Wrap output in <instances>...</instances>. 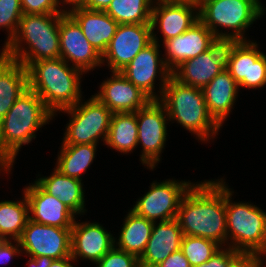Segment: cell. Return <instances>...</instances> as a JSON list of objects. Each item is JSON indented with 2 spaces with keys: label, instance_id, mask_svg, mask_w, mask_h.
<instances>
[{
  "label": "cell",
  "instance_id": "obj_32",
  "mask_svg": "<svg viewBox=\"0 0 266 267\" xmlns=\"http://www.w3.org/2000/svg\"><path fill=\"white\" fill-rule=\"evenodd\" d=\"M221 247L217 242L207 238L183 235L180 250L191 267H194L205 263Z\"/></svg>",
  "mask_w": 266,
  "mask_h": 267
},
{
  "label": "cell",
  "instance_id": "obj_26",
  "mask_svg": "<svg viewBox=\"0 0 266 267\" xmlns=\"http://www.w3.org/2000/svg\"><path fill=\"white\" fill-rule=\"evenodd\" d=\"M49 177L36 179V183L48 194L57 197L76 215L85 214V196L82 180L69 177L54 168Z\"/></svg>",
  "mask_w": 266,
  "mask_h": 267
},
{
  "label": "cell",
  "instance_id": "obj_28",
  "mask_svg": "<svg viewBox=\"0 0 266 267\" xmlns=\"http://www.w3.org/2000/svg\"><path fill=\"white\" fill-rule=\"evenodd\" d=\"M136 112L113 113L105 145L121 153H129L138 146Z\"/></svg>",
  "mask_w": 266,
  "mask_h": 267
},
{
  "label": "cell",
  "instance_id": "obj_11",
  "mask_svg": "<svg viewBox=\"0 0 266 267\" xmlns=\"http://www.w3.org/2000/svg\"><path fill=\"white\" fill-rule=\"evenodd\" d=\"M165 106L159 100H151L136 112L138 143L142 144L141 162L154 169L165 147L169 121Z\"/></svg>",
  "mask_w": 266,
  "mask_h": 267
},
{
  "label": "cell",
  "instance_id": "obj_3",
  "mask_svg": "<svg viewBox=\"0 0 266 267\" xmlns=\"http://www.w3.org/2000/svg\"><path fill=\"white\" fill-rule=\"evenodd\" d=\"M28 88L33 90L46 107L56 112L76 105L81 99V75L84 73L62 58L40 60L27 67Z\"/></svg>",
  "mask_w": 266,
  "mask_h": 267
},
{
  "label": "cell",
  "instance_id": "obj_33",
  "mask_svg": "<svg viewBox=\"0 0 266 267\" xmlns=\"http://www.w3.org/2000/svg\"><path fill=\"white\" fill-rule=\"evenodd\" d=\"M22 15L21 0H0V28H5L9 35L4 46L16 34Z\"/></svg>",
  "mask_w": 266,
  "mask_h": 267
},
{
  "label": "cell",
  "instance_id": "obj_13",
  "mask_svg": "<svg viewBox=\"0 0 266 267\" xmlns=\"http://www.w3.org/2000/svg\"><path fill=\"white\" fill-rule=\"evenodd\" d=\"M251 40L231 41L226 70L238 87L262 88L266 85V55Z\"/></svg>",
  "mask_w": 266,
  "mask_h": 267
},
{
  "label": "cell",
  "instance_id": "obj_19",
  "mask_svg": "<svg viewBox=\"0 0 266 267\" xmlns=\"http://www.w3.org/2000/svg\"><path fill=\"white\" fill-rule=\"evenodd\" d=\"M111 78L101 83L94 94L112 113L137 112L151 99L120 72H112Z\"/></svg>",
  "mask_w": 266,
  "mask_h": 267
},
{
  "label": "cell",
  "instance_id": "obj_35",
  "mask_svg": "<svg viewBox=\"0 0 266 267\" xmlns=\"http://www.w3.org/2000/svg\"><path fill=\"white\" fill-rule=\"evenodd\" d=\"M58 0H21L23 14H61L67 9H60ZM60 9V10H59Z\"/></svg>",
  "mask_w": 266,
  "mask_h": 267
},
{
  "label": "cell",
  "instance_id": "obj_23",
  "mask_svg": "<svg viewBox=\"0 0 266 267\" xmlns=\"http://www.w3.org/2000/svg\"><path fill=\"white\" fill-rule=\"evenodd\" d=\"M70 9L66 12L77 22L89 43L102 56L119 24L105 11L88 10L80 5H73Z\"/></svg>",
  "mask_w": 266,
  "mask_h": 267
},
{
  "label": "cell",
  "instance_id": "obj_29",
  "mask_svg": "<svg viewBox=\"0 0 266 267\" xmlns=\"http://www.w3.org/2000/svg\"><path fill=\"white\" fill-rule=\"evenodd\" d=\"M97 144L62 145L58 155L56 169L66 176L82 180L95 158Z\"/></svg>",
  "mask_w": 266,
  "mask_h": 267
},
{
  "label": "cell",
  "instance_id": "obj_37",
  "mask_svg": "<svg viewBox=\"0 0 266 267\" xmlns=\"http://www.w3.org/2000/svg\"><path fill=\"white\" fill-rule=\"evenodd\" d=\"M258 253L240 252L229 264V267H263L264 258Z\"/></svg>",
  "mask_w": 266,
  "mask_h": 267
},
{
  "label": "cell",
  "instance_id": "obj_6",
  "mask_svg": "<svg viewBox=\"0 0 266 267\" xmlns=\"http://www.w3.org/2000/svg\"><path fill=\"white\" fill-rule=\"evenodd\" d=\"M263 7L259 0H202L199 4V20L216 38L246 40L245 30L264 15L266 8ZM217 27L233 31L223 33Z\"/></svg>",
  "mask_w": 266,
  "mask_h": 267
},
{
  "label": "cell",
  "instance_id": "obj_15",
  "mask_svg": "<svg viewBox=\"0 0 266 267\" xmlns=\"http://www.w3.org/2000/svg\"><path fill=\"white\" fill-rule=\"evenodd\" d=\"M152 42L151 24H119L102 55L111 72H120Z\"/></svg>",
  "mask_w": 266,
  "mask_h": 267
},
{
  "label": "cell",
  "instance_id": "obj_39",
  "mask_svg": "<svg viewBox=\"0 0 266 267\" xmlns=\"http://www.w3.org/2000/svg\"><path fill=\"white\" fill-rule=\"evenodd\" d=\"M156 267H191L187 258L184 256L181 250L170 254L163 262Z\"/></svg>",
  "mask_w": 266,
  "mask_h": 267
},
{
  "label": "cell",
  "instance_id": "obj_18",
  "mask_svg": "<svg viewBox=\"0 0 266 267\" xmlns=\"http://www.w3.org/2000/svg\"><path fill=\"white\" fill-rule=\"evenodd\" d=\"M29 206V219L43 225L72 228L75 213L57 197L46 193L36 182L24 188Z\"/></svg>",
  "mask_w": 266,
  "mask_h": 267
},
{
  "label": "cell",
  "instance_id": "obj_5",
  "mask_svg": "<svg viewBox=\"0 0 266 267\" xmlns=\"http://www.w3.org/2000/svg\"><path fill=\"white\" fill-rule=\"evenodd\" d=\"M159 101L169 121L176 120L199 140L205 142L218 135L221 126L209 113L202 89L181 84L171 76Z\"/></svg>",
  "mask_w": 266,
  "mask_h": 267
},
{
  "label": "cell",
  "instance_id": "obj_2",
  "mask_svg": "<svg viewBox=\"0 0 266 267\" xmlns=\"http://www.w3.org/2000/svg\"><path fill=\"white\" fill-rule=\"evenodd\" d=\"M54 114L30 88L15 101L0 121V162L11 171L18 151L23 144L36 138V131L49 124Z\"/></svg>",
  "mask_w": 266,
  "mask_h": 267
},
{
  "label": "cell",
  "instance_id": "obj_40",
  "mask_svg": "<svg viewBox=\"0 0 266 267\" xmlns=\"http://www.w3.org/2000/svg\"><path fill=\"white\" fill-rule=\"evenodd\" d=\"M112 0H82L80 6L88 10L105 11Z\"/></svg>",
  "mask_w": 266,
  "mask_h": 267
},
{
  "label": "cell",
  "instance_id": "obj_45",
  "mask_svg": "<svg viewBox=\"0 0 266 267\" xmlns=\"http://www.w3.org/2000/svg\"><path fill=\"white\" fill-rule=\"evenodd\" d=\"M0 170L1 171L4 170V171L8 172L9 168L4 163L0 162Z\"/></svg>",
  "mask_w": 266,
  "mask_h": 267
},
{
  "label": "cell",
  "instance_id": "obj_17",
  "mask_svg": "<svg viewBox=\"0 0 266 267\" xmlns=\"http://www.w3.org/2000/svg\"><path fill=\"white\" fill-rule=\"evenodd\" d=\"M198 20L199 6L196 4L157 0L152 7L150 24L152 32L157 26L160 27L162 41L165 42L181 35Z\"/></svg>",
  "mask_w": 266,
  "mask_h": 267
},
{
  "label": "cell",
  "instance_id": "obj_27",
  "mask_svg": "<svg viewBox=\"0 0 266 267\" xmlns=\"http://www.w3.org/2000/svg\"><path fill=\"white\" fill-rule=\"evenodd\" d=\"M124 220L115 246L139 259L146 248L154 222L138 215L133 210L128 212Z\"/></svg>",
  "mask_w": 266,
  "mask_h": 267
},
{
  "label": "cell",
  "instance_id": "obj_24",
  "mask_svg": "<svg viewBox=\"0 0 266 267\" xmlns=\"http://www.w3.org/2000/svg\"><path fill=\"white\" fill-rule=\"evenodd\" d=\"M238 89V84L226 69L202 89L208 111L220 126L236 102Z\"/></svg>",
  "mask_w": 266,
  "mask_h": 267
},
{
  "label": "cell",
  "instance_id": "obj_22",
  "mask_svg": "<svg viewBox=\"0 0 266 267\" xmlns=\"http://www.w3.org/2000/svg\"><path fill=\"white\" fill-rule=\"evenodd\" d=\"M182 230L176 219L154 222L150 238L139 258L140 267H156L170 254L180 250Z\"/></svg>",
  "mask_w": 266,
  "mask_h": 267
},
{
  "label": "cell",
  "instance_id": "obj_21",
  "mask_svg": "<svg viewBox=\"0 0 266 267\" xmlns=\"http://www.w3.org/2000/svg\"><path fill=\"white\" fill-rule=\"evenodd\" d=\"M215 39L213 33L198 20L181 35L163 42L167 68L172 72L182 62L204 53Z\"/></svg>",
  "mask_w": 266,
  "mask_h": 267
},
{
  "label": "cell",
  "instance_id": "obj_38",
  "mask_svg": "<svg viewBox=\"0 0 266 267\" xmlns=\"http://www.w3.org/2000/svg\"><path fill=\"white\" fill-rule=\"evenodd\" d=\"M16 245L11 240H0V263L9 262L15 255L19 256L22 253L20 243L14 240Z\"/></svg>",
  "mask_w": 266,
  "mask_h": 267
},
{
  "label": "cell",
  "instance_id": "obj_34",
  "mask_svg": "<svg viewBox=\"0 0 266 267\" xmlns=\"http://www.w3.org/2000/svg\"><path fill=\"white\" fill-rule=\"evenodd\" d=\"M97 267H140L139 259L115 245L96 263Z\"/></svg>",
  "mask_w": 266,
  "mask_h": 267
},
{
  "label": "cell",
  "instance_id": "obj_41",
  "mask_svg": "<svg viewBox=\"0 0 266 267\" xmlns=\"http://www.w3.org/2000/svg\"><path fill=\"white\" fill-rule=\"evenodd\" d=\"M53 260L54 259L47 256L37 258L30 257L28 260V264L29 267H49Z\"/></svg>",
  "mask_w": 266,
  "mask_h": 267
},
{
  "label": "cell",
  "instance_id": "obj_4",
  "mask_svg": "<svg viewBox=\"0 0 266 267\" xmlns=\"http://www.w3.org/2000/svg\"><path fill=\"white\" fill-rule=\"evenodd\" d=\"M64 14H23L16 34L1 54L25 68L35 61L61 58L59 24Z\"/></svg>",
  "mask_w": 266,
  "mask_h": 267
},
{
  "label": "cell",
  "instance_id": "obj_44",
  "mask_svg": "<svg viewBox=\"0 0 266 267\" xmlns=\"http://www.w3.org/2000/svg\"><path fill=\"white\" fill-rule=\"evenodd\" d=\"M59 2H60V0H58ZM62 1H63V3H62ZM82 0H61V3L62 4H69L70 6H71V4H72V6L73 5H79L80 4V2H81Z\"/></svg>",
  "mask_w": 266,
  "mask_h": 267
},
{
  "label": "cell",
  "instance_id": "obj_25",
  "mask_svg": "<svg viewBox=\"0 0 266 267\" xmlns=\"http://www.w3.org/2000/svg\"><path fill=\"white\" fill-rule=\"evenodd\" d=\"M27 89L26 68L0 53V121Z\"/></svg>",
  "mask_w": 266,
  "mask_h": 267
},
{
  "label": "cell",
  "instance_id": "obj_12",
  "mask_svg": "<svg viewBox=\"0 0 266 267\" xmlns=\"http://www.w3.org/2000/svg\"><path fill=\"white\" fill-rule=\"evenodd\" d=\"M192 185L189 181H154L150 190L136 201L131 210L152 222H157L158 218L160 222L176 219L180 202Z\"/></svg>",
  "mask_w": 266,
  "mask_h": 267
},
{
  "label": "cell",
  "instance_id": "obj_30",
  "mask_svg": "<svg viewBox=\"0 0 266 267\" xmlns=\"http://www.w3.org/2000/svg\"><path fill=\"white\" fill-rule=\"evenodd\" d=\"M23 197L22 201L0 202V240L20 239L30 216L25 194Z\"/></svg>",
  "mask_w": 266,
  "mask_h": 267
},
{
  "label": "cell",
  "instance_id": "obj_43",
  "mask_svg": "<svg viewBox=\"0 0 266 267\" xmlns=\"http://www.w3.org/2000/svg\"><path fill=\"white\" fill-rule=\"evenodd\" d=\"M167 1H173V2H187V3H192L196 4L199 6L202 0H167Z\"/></svg>",
  "mask_w": 266,
  "mask_h": 267
},
{
  "label": "cell",
  "instance_id": "obj_1",
  "mask_svg": "<svg viewBox=\"0 0 266 267\" xmlns=\"http://www.w3.org/2000/svg\"><path fill=\"white\" fill-rule=\"evenodd\" d=\"M176 220L185 236L227 241L226 184L221 178L193 184L183 196Z\"/></svg>",
  "mask_w": 266,
  "mask_h": 267
},
{
  "label": "cell",
  "instance_id": "obj_42",
  "mask_svg": "<svg viewBox=\"0 0 266 267\" xmlns=\"http://www.w3.org/2000/svg\"><path fill=\"white\" fill-rule=\"evenodd\" d=\"M71 261H74L71 256L62 259H54L49 267H73L70 263Z\"/></svg>",
  "mask_w": 266,
  "mask_h": 267
},
{
  "label": "cell",
  "instance_id": "obj_36",
  "mask_svg": "<svg viewBox=\"0 0 266 267\" xmlns=\"http://www.w3.org/2000/svg\"><path fill=\"white\" fill-rule=\"evenodd\" d=\"M224 248V249H222ZM239 251L233 250L229 246L221 247L205 263L194 267H229L230 262L239 254Z\"/></svg>",
  "mask_w": 266,
  "mask_h": 267
},
{
  "label": "cell",
  "instance_id": "obj_8",
  "mask_svg": "<svg viewBox=\"0 0 266 267\" xmlns=\"http://www.w3.org/2000/svg\"><path fill=\"white\" fill-rule=\"evenodd\" d=\"M81 101L61 110L71 116L62 145L98 144L101 138L105 144L113 113L94 95L84 103Z\"/></svg>",
  "mask_w": 266,
  "mask_h": 267
},
{
  "label": "cell",
  "instance_id": "obj_16",
  "mask_svg": "<svg viewBox=\"0 0 266 267\" xmlns=\"http://www.w3.org/2000/svg\"><path fill=\"white\" fill-rule=\"evenodd\" d=\"M60 55L68 64L83 73L101 66L102 56L89 43L81 27L66 12L59 24ZM70 62V63H69Z\"/></svg>",
  "mask_w": 266,
  "mask_h": 267
},
{
  "label": "cell",
  "instance_id": "obj_7",
  "mask_svg": "<svg viewBox=\"0 0 266 267\" xmlns=\"http://www.w3.org/2000/svg\"><path fill=\"white\" fill-rule=\"evenodd\" d=\"M226 185V223L228 246L242 253L266 252V212L248 202H232Z\"/></svg>",
  "mask_w": 266,
  "mask_h": 267
},
{
  "label": "cell",
  "instance_id": "obj_14",
  "mask_svg": "<svg viewBox=\"0 0 266 267\" xmlns=\"http://www.w3.org/2000/svg\"><path fill=\"white\" fill-rule=\"evenodd\" d=\"M18 241L22 253L26 252L28 257L62 259L71 256V228L43 225L29 219Z\"/></svg>",
  "mask_w": 266,
  "mask_h": 267
},
{
  "label": "cell",
  "instance_id": "obj_31",
  "mask_svg": "<svg viewBox=\"0 0 266 267\" xmlns=\"http://www.w3.org/2000/svg\"><path fill=\"white\" fill-rule=\"evenodd\" d=\"M156 0H112L105 12L118 24H150Z\"/></svg>",
  "mask_w": 266,
  "mask_h": 267
},
{
  "label": "cell",
  "instance_id": "obj_9",
  "mask_svg": "<svg viewBox=\"0 0 266 267\" xmlns=\"http://www.w3.org/2000/svg\"><path fill=\"white\" fill-rule=\"evenodd\" d=\"M159 38L152 32V42L142 49L134 59L120 71L130 82L144 92L151 100H160L171 71L167 68L164 58L159 54ZM159 74V75H157ZM160 76L159 95L155 91V81Z\"/></svg>",
  "mask_w": 266,
  "mask_h": 267
},
{
  "label": "cell",
  "instance_id": "obj_20",
  "mask_svg": "<svg viewBox=\"0 0 266 267\" xmlns=\"http://www.w3.org/2000/svg\"><path fill=\"white\" fill-rule=\"evenodd\" d=\"M115 237L99 223L73 222L71 228V257L97 263L114 245Z\"/></svg>",
  "mask_w": 266,
  "mask_h": 267
},
{
  "label": "cell",
  "instance_id": "obj_10",
  "mask_svg": "<svg viewBox=\"0 0 266 267\" xmlns=\"http://www.w3.org/2000/svg\"><path fill=\"white\" fill-rule=\"evenodd\" d=\"M231 41L216 38L207 51L182 62L171 72V76L181 84L203 89L226 69Z\"/></svg>",
  "mask_w": 266,
  "mask_h": 267
}]
</instances>
